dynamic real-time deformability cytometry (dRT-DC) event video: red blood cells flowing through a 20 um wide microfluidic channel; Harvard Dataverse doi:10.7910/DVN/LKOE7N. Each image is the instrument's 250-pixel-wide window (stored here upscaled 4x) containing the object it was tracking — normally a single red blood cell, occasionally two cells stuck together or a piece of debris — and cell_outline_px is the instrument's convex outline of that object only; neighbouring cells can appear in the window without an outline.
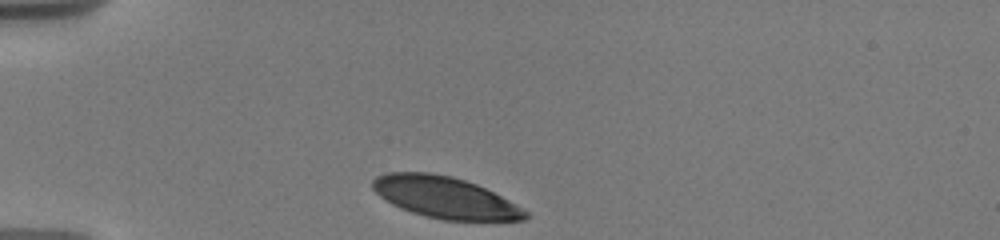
{"species": "human", "species_latin": "Homo sapiens", "temperature_condition": "warm", "stored_images_in_passage": 18, "camera_frame_rate_fps": 3000, "um_per_image_px": 0.085, "donor": {"sex": "male"}, "frame": {"image": 1, "passage_image": 1, "time_ms": 0.0, "image_size_px": [1000, 240], "cell_outline_px": [[528, 216], [524, 220], [444, 220], [412, 212], [400, 208], [392, 204], [380, 196], [372, 188], [372, 180], [376, 176], [388, 172], [432, 172], [452, 176], [476, 184], [508, 200], [528, 212]], "centroid_in_image_um": [37.78, 16.77], "position_along_channel_um": 47.2, "area_um2": 36.53}}
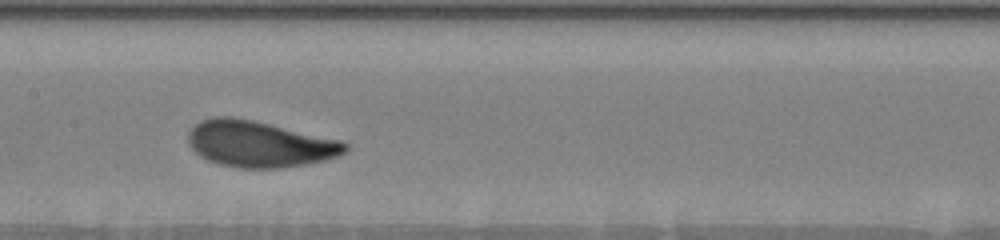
{"frame": {"image": 2, "passage_image": 10, "time_ms": 4.667, "image_size_px": [1000, 240], "cell_outline_px": [[348, 148], [340, 156], [324, 160], [304, 164], [280, 168], [236, 168], [220, 164], [208, 160], [200, 156], [188, 144], [188, 132], [200, 120], [216, 116], [232, 116], [252, 120], [340, 140], [348, 144]], "centroid_in_image_um": [22.02, 12.24], "position_along_channel_um": 185.4, "area_um2": 42.14}}
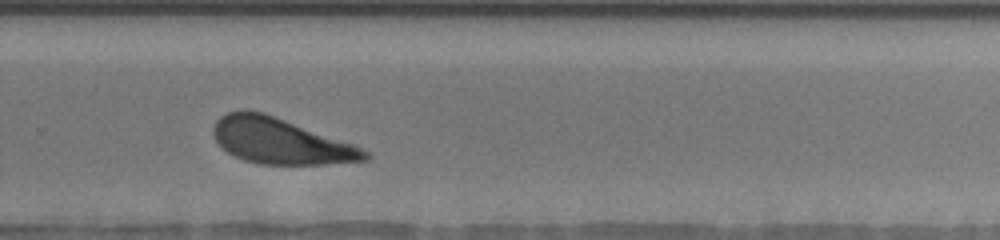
{"frame": {"image": 3, "passage_image": 16, "time_ms": 8.0, "image_size_px": [1000, 240], "cell_outline_px": [[372, 156], [368, 160], [324, 164], [260, 164], [244, 160], [232, 156], [216, 140], [212, 132], [212, 128], [216, 120], [220, 116], [228, 112], [240, 108], [244, 108], [264, 112], [352, 144], [372, 152]], "centroid_in_image_um": [23.81, 11.97], "position_along_channel_um": 306.0, "area_um2": 40.46}, "authors_computed_cell_mechanics": {"area_um2": 41.5293, "velocity_mm_per_s": 3.6297, "shape_relaxation_time_tau1_ms": 1.632, "shape_relaxation_time_tau2_ms": null, "deformation_change_tau1": 0.1116, "deformation_change_tau2": null}}